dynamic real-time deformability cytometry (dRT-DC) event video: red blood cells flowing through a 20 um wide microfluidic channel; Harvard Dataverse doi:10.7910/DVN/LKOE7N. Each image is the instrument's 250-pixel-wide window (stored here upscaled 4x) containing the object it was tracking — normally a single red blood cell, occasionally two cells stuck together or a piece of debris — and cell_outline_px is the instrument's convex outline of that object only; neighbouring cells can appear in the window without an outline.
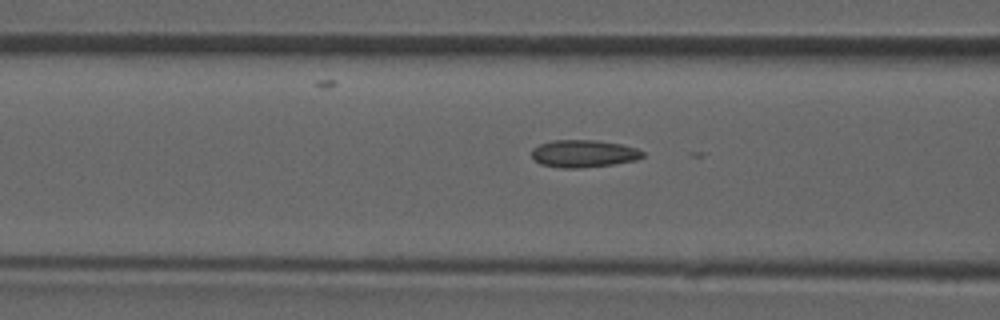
{"species": "common noctule bat (a hibernating species)", "species_latin": "Nyctalus noctula", "temperature_condition": "room temperature", "stored_images_in_passage": 47, "camera_frame_rate_fps": 3000, "um_per_image_px": 0.085, "animal": {"sex": "male", "forearm_length_mm": 52.5}, "frame": {"image": 1, "passage_image": 18, "time_ms": 5.667, "image_size_px": [1000, 320], "cell_outline_px": [[644, 156], [636, 160], [612, 164], [580, 168], [560, 168], [540, 164], [532, 156], [532, 148], [540, 144], [552, 140], [596, 140], [620, 144], [636, 148], [644, 152]], "centroid_in_image_um": [49.6, 13.05], "position_along_channel_um": 117.0, "area_um2": 17.69}}